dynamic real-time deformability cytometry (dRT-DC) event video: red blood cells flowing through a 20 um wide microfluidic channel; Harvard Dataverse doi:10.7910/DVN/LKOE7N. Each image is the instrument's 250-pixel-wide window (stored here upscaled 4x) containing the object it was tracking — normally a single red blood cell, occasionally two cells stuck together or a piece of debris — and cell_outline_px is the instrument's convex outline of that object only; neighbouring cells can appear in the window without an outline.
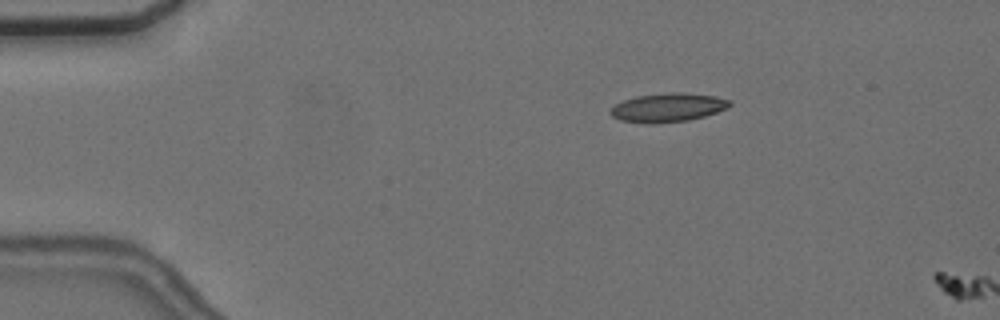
{"species": "common noctule bat (a hibernating species)", "species_latin": "Nyctalus noctula", "temperature_condition": "cold", "stored_images_in_passage": 3, "camera_frame_rate_fps": 3000, "um_per_image_px": 0.085, "animal": {"sex": "female", "body_mass_g": 24.6, "forearm_length_mm": 56.2}, "frame": {"image": 1, "passage_image": 2, "time_ms": 1.0, "image_size_px": [1000, 320], "cell_outline_px": [[732, 104], [728, 108], [704, 116], [688, 120], [652, 124], [620, 120], [612, 116], [608, 112], [616, 104], [624, 100], [636, 96], [668, 92], [680, 92], [716, 96], [732, 100]], "centroid_in_image_um": [56.79, 9.13], "position_along_channel_um": 28.2, "area_um2": 20.06}}